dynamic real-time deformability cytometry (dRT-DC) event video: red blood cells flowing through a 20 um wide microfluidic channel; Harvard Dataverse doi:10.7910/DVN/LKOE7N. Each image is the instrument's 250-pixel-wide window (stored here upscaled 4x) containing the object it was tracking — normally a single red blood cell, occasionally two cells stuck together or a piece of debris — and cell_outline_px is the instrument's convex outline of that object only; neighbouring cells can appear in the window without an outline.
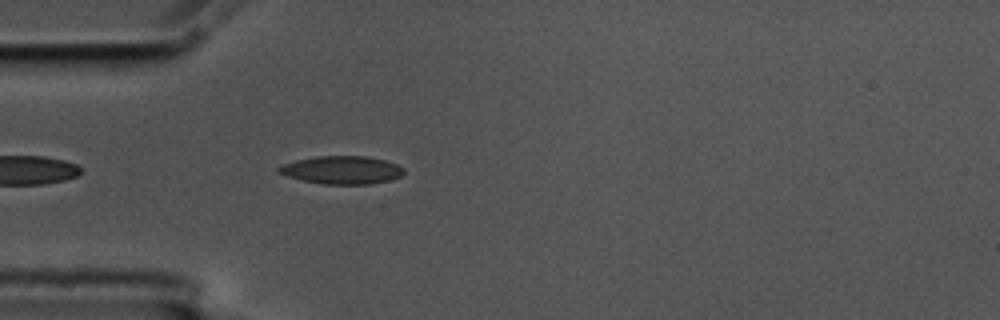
{"species": "common noctule bat (a hibernating species)", "species_latin": "Nyctalus noctula", "temperature_condition": "cold", "stored_images_in_passage": 43, "camera_frame_rate_fps": 3000, "um_per_image_px": 0.085, "animal": {"sex": "male", "body_mass_g": 17.5, "forearm_length_mm": 52.3}, "frame": {"image": 1, "passage_image": 3, "time_ms": 0.667, "image_size_px": [1000, 320], "cell_outline_px": [[404, 172], [400, 176], [388, 180], [368, 184], [324, 184], [304, 180], [288, 176], [276, 172], [276, 168], [280, 164], [296, 160], [316, 156], [368, 156], [384, 160], [396, 164], [404, 168]], "centroid_in_image_um": [29.01, 14.44], "position_along_channel_um": 56.0, "area_um2": 20.35}}
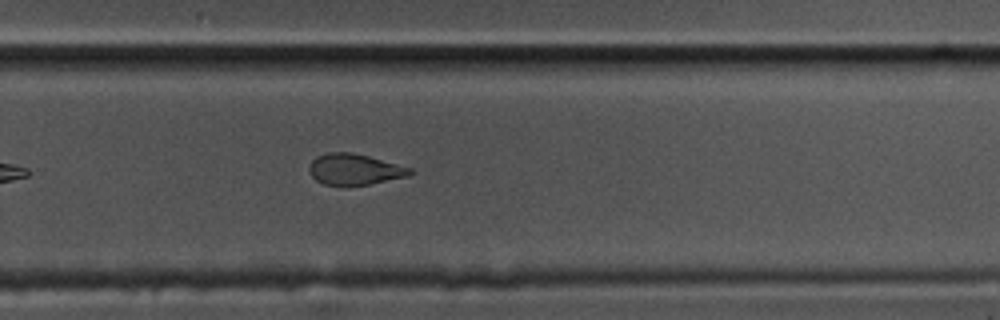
{"frame": {"image": 2, "passage_image": 24, "time_ms": 7.667, "image_size_px": [1000, 320], "cell_outline_px": [[416, 172], [408, 176], [368, 184], [344, 188], [324, 184], [316, 180], [308, 172], [308, 168], [312, 160], [316, 156], [328, 152], [352, 152], [368, 156], [412, 168]], "centroid_in_image_um": [30.11, 14.42], "position_along_channel_um": 299.7, "area_um2": 18.67}}
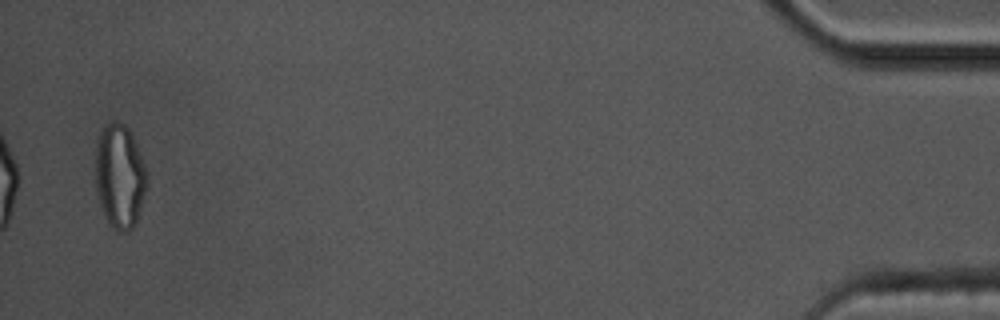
{"frame": {"image": 3, "passage_image": 42, "time_ms": 13.667, "image_size_px": [1000, 320], "cell_outline_px": [[148, 180], [140, 208], [136, 220], [132, 228], [128, 232], [120, 232], [112, 228], [108, 224], [104, 216], [96, 192], [96, 140], [104, 124], [112, 120], [124, 124], [128, 128], [136, 144], [144, 164], [148, 176]], "centroid_in_image_um": [10.15, 14.97], "position_along_channel_um": 425.0, "area_um2": 31.33}, "authors_computed_cell_mechanics": {"area_um2": 19.7098, "velocity_mm_per_s": 3.5477, "shape_relaxation_time_tau1_ms": null, "shape_relaxation_time_tau2_ms": 3.473, "deformation_change_tau1": null, "deformation_change_tau2": 0.1042}}